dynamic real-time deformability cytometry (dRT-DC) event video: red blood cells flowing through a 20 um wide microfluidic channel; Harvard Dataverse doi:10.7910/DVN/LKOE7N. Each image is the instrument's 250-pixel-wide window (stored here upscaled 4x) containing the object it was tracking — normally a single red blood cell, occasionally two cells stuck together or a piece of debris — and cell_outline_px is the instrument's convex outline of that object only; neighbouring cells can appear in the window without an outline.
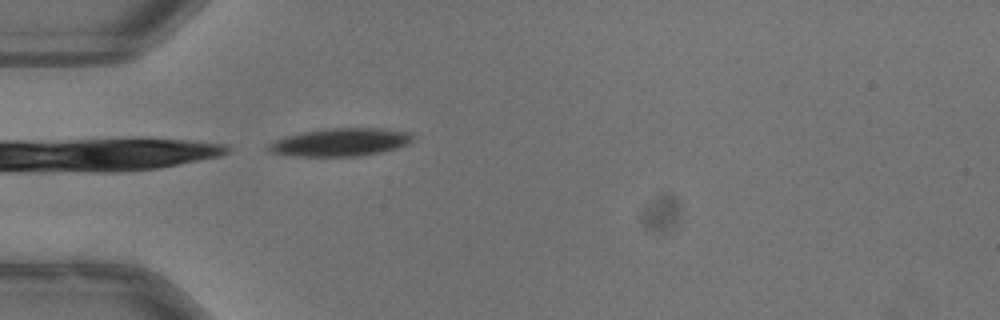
{"species": "common noctule bat (a hibernating species)", "species_latin": "Nyctalus noctula", "temperature_condition": "warm", "stored_images_in_passage": 5, "camera_frame_rate_fps": 3000, "um_per_image_px": 0.085, "animal": {"sex": "male", "body_mass_g": 13.3}, "frame": {"image": 1, "passage_image": 1, "time_ms": 0.0, "image_size_px": [1000, 320], "cell_outline_px": [[412, 140], [408, 144], [396, 148], [380, 152], [356, 156], [288, 156], [268, 152], [264, 148], [268, 144], [276, 140], [288, 136], [304, 132], [332, 128], [380, 128], [412, 132]], "centroid_in_image_um": [28.91, 12.09], "position_along_channel_um": 56.1, "area_um2": 23.41}}